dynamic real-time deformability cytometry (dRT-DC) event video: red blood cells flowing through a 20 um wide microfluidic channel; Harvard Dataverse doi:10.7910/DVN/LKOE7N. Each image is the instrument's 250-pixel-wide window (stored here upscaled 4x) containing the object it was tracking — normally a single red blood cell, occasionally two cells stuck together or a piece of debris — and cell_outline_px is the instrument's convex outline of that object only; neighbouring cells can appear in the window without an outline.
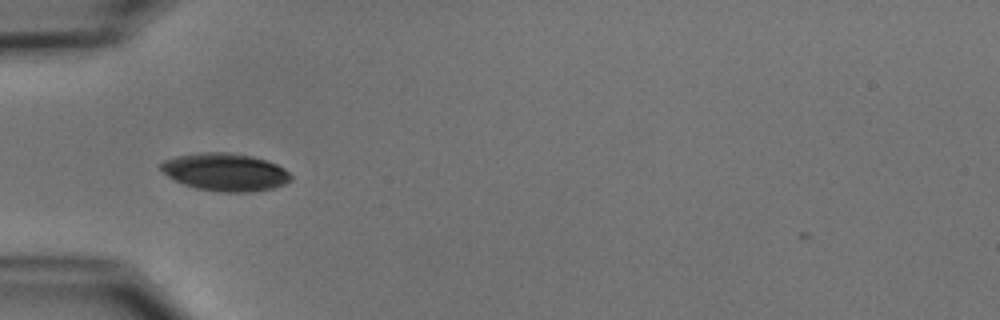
{"species": "common noctule bat (a hibernating species)", "species_latin": "Nyctalus noctula", "temperature_condition": "cold", "stored_images_in_passage": 3, "camera_frame_rate_fps": 3000, "um_per_image_px": 0.085, "animal": {"sex": "male", "body_mass_g": 15.6}, "frame": {"image": 1, "passage_image": 2, "time_ms": 1.0, "image_size_px": [1000, 320], "cell_outline_px": [[292, 180], [284, 184], [272, 188], [252, 192], [220, 192], [196, 188], [184, 184], [168, 176], [156, 164], [164, 160], [176, 156], [200, 152], [228, 152], [252, 156], [276, 164], [284, 168], [292, 176]], "centroid_in_image_um": [19.13, 14.62], "position_along_channel_um": 65.9, "area_um2": 28.61}}